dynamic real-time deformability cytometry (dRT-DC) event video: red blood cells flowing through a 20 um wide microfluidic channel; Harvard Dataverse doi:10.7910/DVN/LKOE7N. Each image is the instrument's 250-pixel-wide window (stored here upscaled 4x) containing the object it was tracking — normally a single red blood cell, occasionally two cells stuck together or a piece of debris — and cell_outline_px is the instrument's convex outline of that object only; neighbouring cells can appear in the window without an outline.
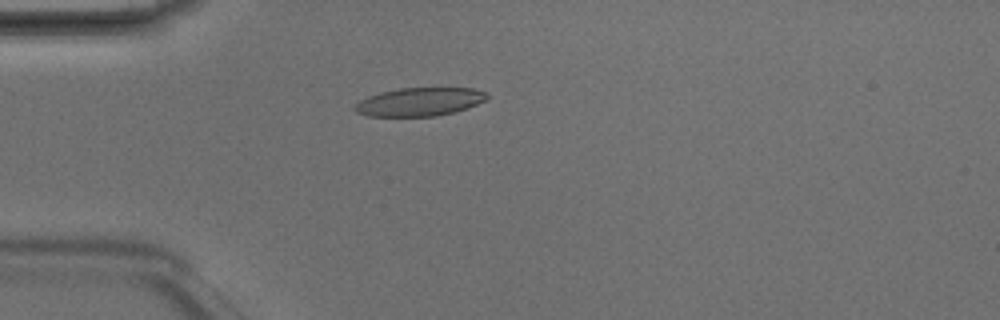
{"species": "Egyptian fruit bat (a non-hibernating species)", "species_latin": "Rousettus aegyptiacus", "temperature_condition": "room temperature", "stored_images_in_passage": 4, "camera_frame_rate_fps": 3000, "um_per_image_px": 0.085, "animal": {"sex": "male"}, "frame": {"image": 1, "passage_image": 3, "time_ms": 0.667, "image_size_px": [1000, 320], "cell_outline_px": [[488, 100], [468, 108], [436, 116], [368, 116], [356, 112], [352, 108], [360, 100], [368, 96], [380, 92], [400, 88], [472, 88], [488, 92]], "centroid_in_image_um": [35.69, 8.65], "position_along_channel_um": 49.3, "area_um2": 21.96}}